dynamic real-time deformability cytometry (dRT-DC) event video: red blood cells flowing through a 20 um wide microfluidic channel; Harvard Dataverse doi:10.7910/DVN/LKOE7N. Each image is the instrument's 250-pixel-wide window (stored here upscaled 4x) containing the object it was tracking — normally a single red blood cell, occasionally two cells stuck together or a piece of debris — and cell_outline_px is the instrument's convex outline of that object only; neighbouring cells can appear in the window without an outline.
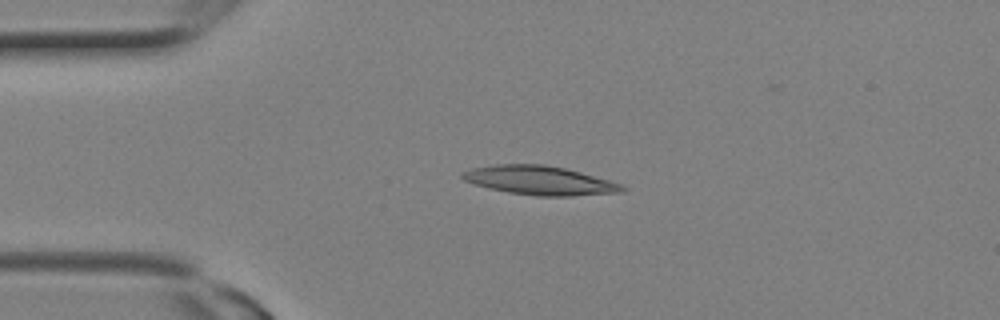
{"species": "Egyptian fruit bat (a non-hibernating species)", "species_latin": "Rousettus aegyptiacus", "temperature_condition": "room temperature", "stored_images_in_passage": 9, "camera_frame_rate_fps": 3000, "um_per_image_px": 0.085, "animal": {"sex": "female"}, "frame": {"image": 1, "passage_image": 6, "time_ms": 1.667, "image_size_px": [1000, 320], "cell_outline_px": [[628, 188], [620, 192], [572, 196], [536, 196], [508, 192], [488, 188], [464, 180], [460, 176], [460, 172], [472, 168], [496, 164], [544, 164], [564, 168], [580, 172], [608, 180], [620, 184]], "centroid_in_image_um": [45.83, 15.33], "position_along_channel_um": 39.2, "area_um2": 26.82}}
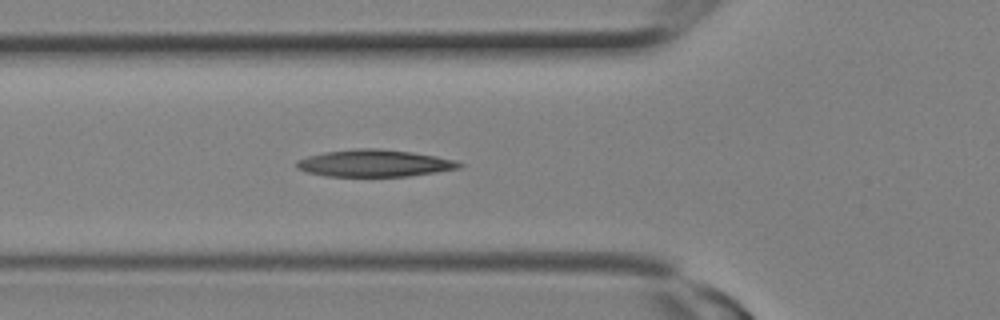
{"frame": {"image": 2, "passage_image": 9, "time_ms": 2.667, "image_size_px": [1000, 320], "cell_outline_px": [[464, 164], [460, 168], [436, 172], [408, 176], [324, 176], [308, 172], [296, 168], [296, 160], [308, 156], [324, 152], [356, 148], [380, 148], [412, 152], [436, 156], [456, 160]], "centroid_in_image_um": [31.83, 13.87], "position_along_channel_um": 94.0, "area_um2": 25.72}}